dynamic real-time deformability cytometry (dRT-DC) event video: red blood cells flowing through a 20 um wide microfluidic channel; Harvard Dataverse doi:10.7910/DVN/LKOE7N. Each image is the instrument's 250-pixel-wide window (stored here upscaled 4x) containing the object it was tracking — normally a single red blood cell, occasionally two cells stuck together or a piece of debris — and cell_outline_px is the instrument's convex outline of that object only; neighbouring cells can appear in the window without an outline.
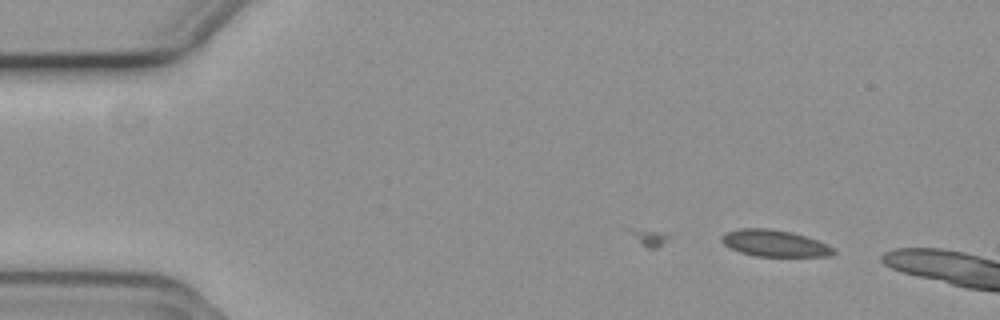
{"species": "common noctule bat (a hibernating species)", "species_latin": "Nyctalus noctula", "temperature_condition": "cold", "stored_images_in_passage": 3, "camera_frame_rate_fps": 3000, "um_per_image_px": 0.085, "animal": {"sex": "female", "body_mass_g": 19.3, "forearm_length_mm": 54.1}, "frame": {"image": 1, "passage_image": 1, "time_ms": 0.0, "image_size_px": [1000, 320], "cell_outline_px": [[836, 252], [832, 256], [756, 256], [740, 252], [724, 244], [720, 240], [720, 236], [724, 232], [740, 228], [768, 228], [792, 232], [808, 236], [828, 244], [836, 248]], "centroid_in_image_um": [65.87, 20.67], "position_along_channel_um": 19.1, "area_um2": 17.63}}